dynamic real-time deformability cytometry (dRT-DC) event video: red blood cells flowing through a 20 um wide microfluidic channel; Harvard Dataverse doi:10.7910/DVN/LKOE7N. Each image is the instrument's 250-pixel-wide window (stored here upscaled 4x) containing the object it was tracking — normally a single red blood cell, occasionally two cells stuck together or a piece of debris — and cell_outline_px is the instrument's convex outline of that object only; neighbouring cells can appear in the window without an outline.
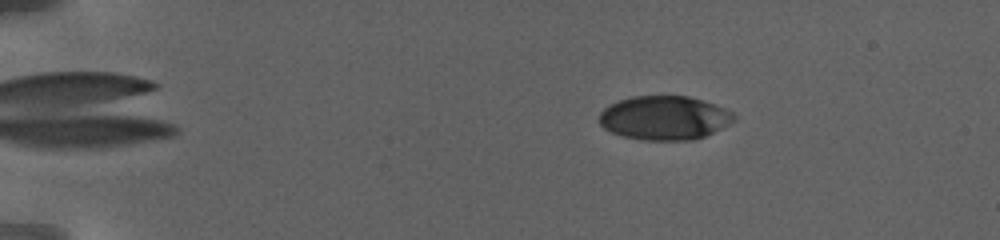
{"species": "human", "species_latin": "Homo sapiens", "temperature_condition": "warm", "stored_images_in_passage": 64, "camera_frame_rate_fps": 3000, "um_per_image_px": 0.085, "donor": {"sex": "female"}, "frame": {"image": 1, "passage_image": 2, "time_ms": 0.667, "image_size_px": [1000, 240], "cell_outline_px": [[736, 120], [704, 136], [692, 140], [644, 140], [624, 136], [612, 132], [604, 128], [600, 124], [600, 112], [608, 104], [632, 96], [688, 96], [704, 100], [724, 108], [732, 112], [736, 116]], "centroid_in_image_um": [56.47, 10.01], "position_along_channel_um": 28.5, "area_um2": 34.39}}
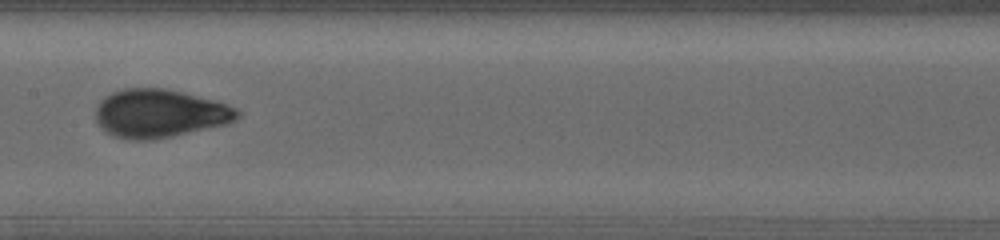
{"frame": {"image": 2, "passage_image": 19, "time_ms": 10.0, "image_size_px": [1000, 240], "cell_outline_px": [[240, 116], [236, 120], [224, 124], [152, 140], [132, 140], [116, 136], [104, 132], [100, 128], [96, 120], [96, 108], [100, 100], [104, 96], [112, 92], [124, 88], [164, 88], [184, 92], [228, 104], [236, 108], [240, 112]], "centroid_in_image_um": [13.53, 9.63], "position_along_channel_um": 193.9, "area_um2": 39.82}}
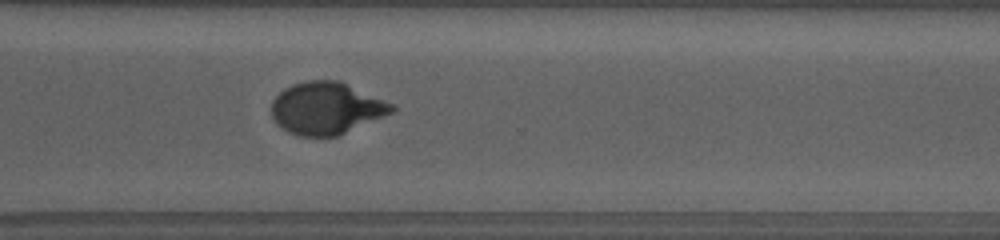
{"frame": {"image": 3, "passage_image": 39, "time_ms": 15.333, "image_size_px": [1000, 240], "cell_outline_px": [[396, 108], [392, 112], [336, 136], [300, 136], [288, 132], [276, 124], [272, 116], [272, 100], [284, 88], [292, 84], [308, 80], [340, 80], [392, 104]], "centroid_in_image_um": [27.69, 9.19], "position_along_channel_um": 342.9, "area_um2": 36.18}, "authors_computed_cell_mechanics": {"area_um2": 36.5007, "velocity_mm_per_s": 2.8013, "shape_relaxation_time_tau1_ms": 6.9748, "shape_relaxation_time_tau2_ms": null, "deformation_change_tau1": 0.2345, "deformation_change_tau2": null}}